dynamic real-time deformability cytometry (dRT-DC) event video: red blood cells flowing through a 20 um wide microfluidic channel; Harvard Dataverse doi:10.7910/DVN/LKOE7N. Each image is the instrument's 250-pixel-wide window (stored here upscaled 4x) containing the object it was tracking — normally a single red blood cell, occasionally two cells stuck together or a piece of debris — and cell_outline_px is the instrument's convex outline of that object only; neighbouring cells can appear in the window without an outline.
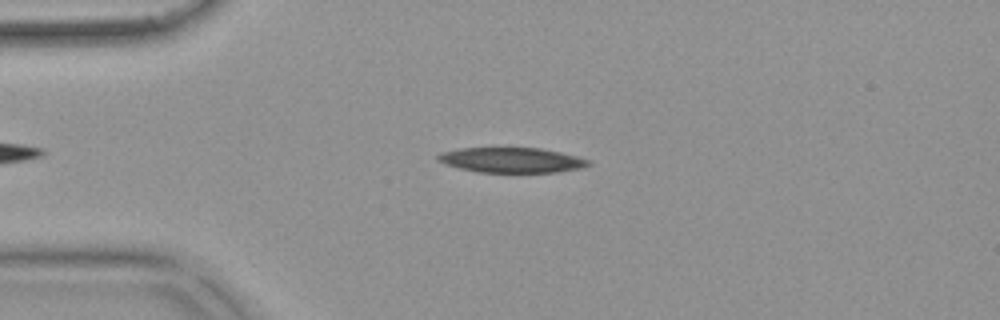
{"species": "common noctule bat (a hibernating species)", "species_latin": "Nyctalus noctula", "temperature_condition": "warm", "stored_images_in_passage": 40, "camera_frame_rate_fps": 3000, "um_per_image_px": 0.085, "animal": {"sex": "female", "body_mass_g": 18.4}, "frame": {"image": 1, "passage_image": 3, "time_ms": 0.667, "image_size_px": [1000, 320], "cell_outline_px": [[588, 164], [580, 168], [556, 172], [480, 172], [460, 168], [444, 164], [436, 160], [436, 156], [440, 152], [460, 148], [540, 148], [560, 152], [576, 156], [588, 160]], "centroid_in_image_um": [43.4, 13.6], "position_along_channel_um": 41.6, "area_um2": 21.79}}
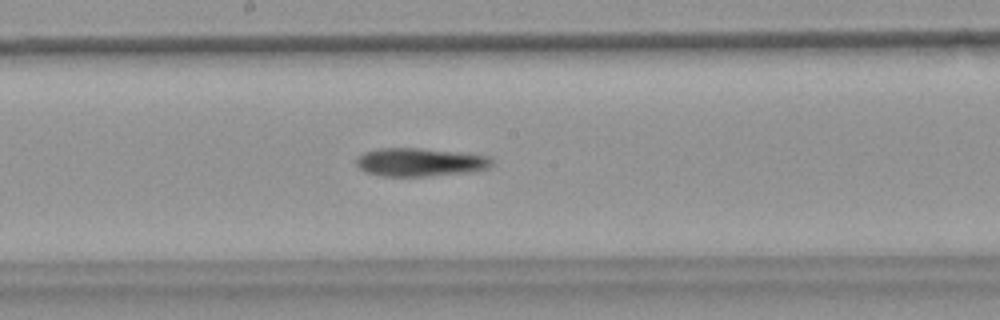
{"frame": {"image": 2, "passage_image": 19, "time_ms": 6.0, "image_size_px": [1000, 320], "cell_outline_px": [[496, 164], [488, 168], [472, 172], [424, 176], [380, 176], [368, 172], [360, 168], [356, 164], [356, 160], [364, 152], [376, 148], [416, 148], [468, 152], [488, 156]], "centroid_in_image_um": [35.77, 13.77], "position_along_channel_um": 212.4, "area_um2": 22.6}}
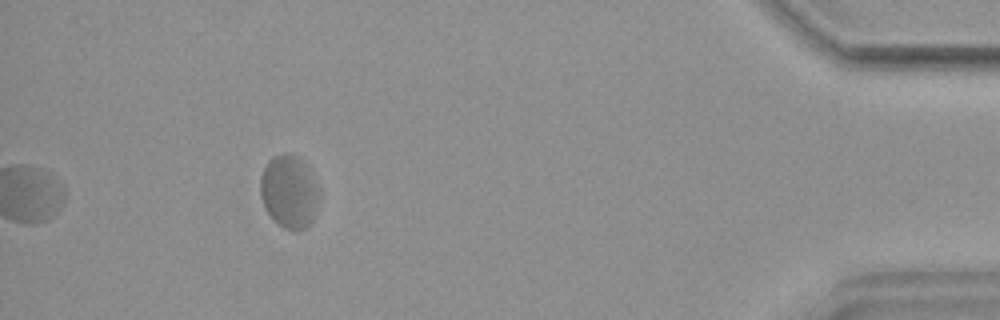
{"frame": {"image": 3, "passage_image": 40, "time_ms": 13.0, "image_size_px": [1000, 320], "cell_outline_px": [[320, 200], [312, 220], [304, 228], [296, 232], [284, 228], [268, 212], [264, 204], [260, 192], [260, 176], [268, 160], [272, 156], [284, 152], [288, 152], [296, 156], [308, 168], [320, 192]], "centroid_in_image_um": [24.59, 16.27], "position_along_channel_um": 410.6, "area_um2": 24.91}, "authors_computed_cell_mechanics": {"area_um2": 22.9466, "velocity_mm_per_s": 3.6667, "shape_relaxation_time_tau1_ms": null, "shape_relaxation_time_tau2_ms": 5.2664, "deformation_change_tau1": null, "deformation_change_tau2": 0.1251}}